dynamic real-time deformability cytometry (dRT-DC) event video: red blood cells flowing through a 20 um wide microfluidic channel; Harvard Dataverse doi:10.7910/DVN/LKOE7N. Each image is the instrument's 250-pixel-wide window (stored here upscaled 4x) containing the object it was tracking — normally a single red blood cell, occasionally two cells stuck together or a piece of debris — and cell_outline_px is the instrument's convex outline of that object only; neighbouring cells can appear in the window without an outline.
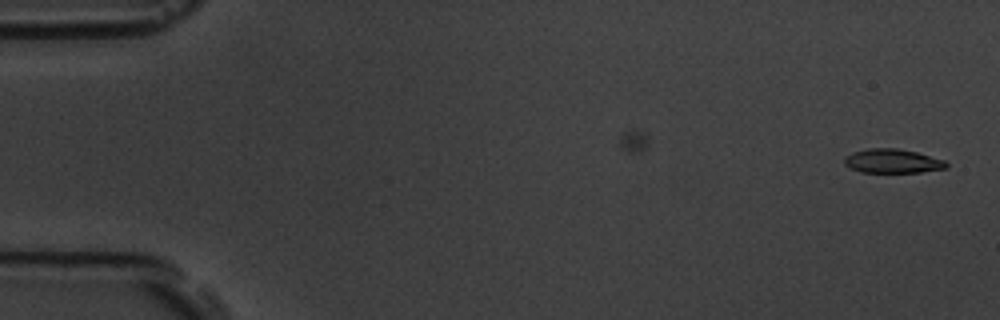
{"species": "common noctule bat (a hibernating species)", "species_latin": "Nyctalus noctula", "temperature_condition": "room temperature", "stored_images_in_passage": 38, "camera_frame_rate_fps": 3000, "um_per_image_px": 0.085, "animal": {"sex": "male", "body_mass_g": 19.5, "forearm_length_mm": 54.6}, "frame": {"image": 1, "passage_image": 1, "time_ms": 0.0, "image_size_px": [1000, 320], "cell_outline_px": [[948, 168], [920, 172], [860, 172], [848, 168], [844, 164], [844, 156], [852, 152], [868, 148], [896, 148], [916, 152], [944, 160], [948, 164]], "centroid_in_image_um": [75.82, 13.69], "position_along_channel_um": 9.2, "area_um2": 14.39}}
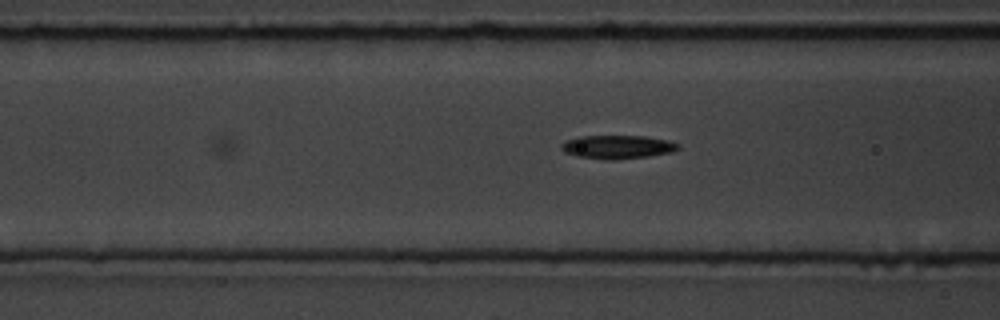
{"frame": {"image": 2, "passage_image": 21, "time_ms": 6.667, "image_size_px": [1000, 320], "cell_outline_px": [[680, 148], [672, 152], [648, 156], [612, 160], [604, 160], [576, 156], [564, 152], [560, 148], [560, 144], [564, 140], [580, 136], [644, 136], [668, 140], [680, 144]], "centroid_in_image_um": [52.45, 12.49], "position_along_channel_um": 114.1, "area_um2": 16.18}}
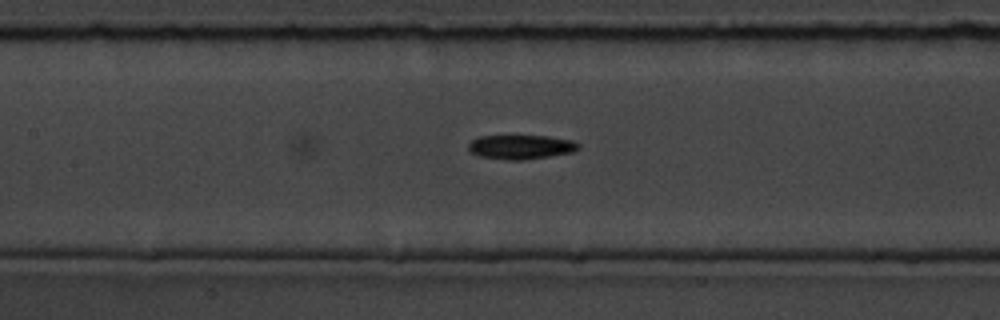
{"frame": {"image": 3, "passage_image": 25, "time_ms": 8.0, "image_size_px": [1000, 320], "cell_outline_px": [[580, 148], [572, 152], [548, 156], [520, 160], [508, 160], [480, 156], [472, 152], [468, 148], [468, 144], [472, 140], [480, 136], [548, 136], [572, 140], [580, 144]], "centroid_in_image_um": [44.29, 12.48], "position_along_channel_um": 163.1, "area_um2": 15.37}}